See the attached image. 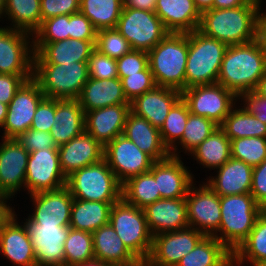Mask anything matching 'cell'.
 Segmentation results:
<instances>
[{
  "instance_id": "obj_24",
  "label": "cell",
  "mask_w": 266,
  "mask_h": 266,
  "mask_svg": "<svg viewBox=\"0 0 266 266\" xmlns=\"http://www.w3.org/2000/svg\"><path fill=\"white\" fill-rule=\"evenodd\" d=\"M61 171L67 178L73 172L103 159L104 147L89 133L82 134L58 147Z\"/></svg>"
},
{
  "instance_id": "obj_63",
  "label": "cell",
  "mask_w": 266,
  "mask_h": 266,
  "mask_svg": "<svg viewBox=\"0 0 266 266\" xmlns=\"http://www.w3.org/2000/svg\"><path fill=\"white\" fill-rule=\"evenodd\" d=\"M8 112V105L0 102V127L4 125L6 115Z\"/></svg>"
},
{
  "instance_id": "obj_66",
  "label": "cell",
  "mask_w": 266,
  "mask_h": 266,
  "mask_svg": "<svg viewBox=\"0 0 266 266\" xmlns=\"http://www.w3.org/2000/svg\"><path fill=\"white\" fill-rule=\"evenodd\" d=\"M6 0H0V19L4 17Z\"/></svg>"
},
{
  "instance_id": "obj_6",
  "label": "cell",
  "mask_w": 266,
  "mask_h": 266,
  "mask_svg": "<svg viewBox=\"0 0 266 266\" xmlns=\"http://www.w3.org/2000/svg\"><path fill=\"white\" fill-rule=\"evenodd\" d=\"M122 183L107 162L85 166L66 178L65 187L74 199L118 202L122 199Z\"/></svg>"
},
{
  "instance_id": "obj_50",
  "label": "cell",
  "mask_w": 266,
  "mask_h": 266,
  "mask_svg": "<svg viewBox=\"0 0 266 266\" xmlns=\"http://www.w3.org/2000/svg\"><path fill=\"white\" fill-rule=\"evenodd\" d=\"M16 140L28 151L33 152L45 149H58L50 132L34 130L30 128L21 133Z\"/></svg>"
},
{
  "instance_id": "obj_61",
  "label": "cell",
  "mask_w": 266,
  "mask_h": 266,
  "mask_svg": "<svg viewBox=\"0 0 266 266\" xmlns=\"http://www.w3.org/2000/svg\"><path fill=\"white\" fill-rule=\"evenodd\" d=\"M194 3L200 13L213 9V0H194Z\"/></svg>"
},
{
  "instance_id": "obj_58",
  "label": "cell",
  "mask_w": 266,
  "mask_h": 266,
  "mask_svg": "<svg viewBox=\"0 0 266 266\" xmlns=\"http://www.w3.org/2000/svg\"><path fill=\"white\" fill-rule=\"evenodd\" d=\"M156 0H123V7L155 11Z\"/></svg>"
},
{
  "instance_id": "obj_57",
  "label": "cell",
  "mask_w": 266,
  "mask_h": 266,
  "mask_svg": "<svg viewBox=\"0 0 266 266\" xmlns=\"http://www.w3.org/2000/svg\"><path fill=\"white\" fill-rule=\"evenodd\" d=\"M260 7L257 16V29H256V40L259 45L266 51V12Z\"/></svg>"
},
{
  "instance_id": "obj_53",
  "label": "cell",
  "mask_w": 266,
  "mask_h": 266,
  "mask_svg": "<svg viewBox=\"0 0 266 266\" xmlns=\"http://www.w3.org/2000/svg\"><path fill=\"white\" fill-rule=\"evenodd\" d=\"M55 116V99L45 97L38 105L32 125L34 130L50 132L52 130Z\"/></svg>"
},
{
  "instance_id": "obj_48",
  "label": "cell",
  "mask_w": 266,
  "mask_h": 266,
  "mask_svg": "<svg viewBox=\"0 0 266 266\" xmlns=\"http://www.w3.org/2000/svg\"><path fill=\"white\" fill-rule=\"evenodd\" d=\"M89 77L95 79L118 78L116 59L106 56L96 49L88 60Z\"/></svg>"
},
{
  "instance_id": "obj_25",
  "label": "cell",
  "mask_w": 266,
  "mask_h": 266,
  "mask_svg": "<svg viewBox=\"0 0 266 266\" xmlns=\"http://www.w3.org/2000/svg\"><path fill=\"white\" fill-rule=\"evenodd\" d=\"M14 213L0 232V253L17 266H37L34 249L24 223Z\"/></svg>"
},
{
  "instance_id": "obj_16",
  "label": "cell",
  "mask_w": 266,
  "mask_h": 266,
  "mask_svg": "<svg viewBox=\"0 0 266 266\" xmlns=\"http://www.w3.org/2000/svg\"><path fill=\"white\" fill-rule=\"evenodd\" d=\"M24 223L32 243L37 266H65L64 243L69 226L43 225L29 217Z\"/></svg>"
},
{
  "instance_id": "obj_60",
  "label": "cell",
  "mask_w": 266,
  "mask_h": 266,
  "mask_svg": "<svg viewBox=\"0 0 266 266\" xmlns=\"http://www.w3.org/2000/svg\"><path fill=\"white\" fill-rule=\"evenodd\" d=\"M14 208H0V232L4 224L10 219L15 213Z\"/></svg>"
},
{
  "instance_id": "obj_36",
  "label": "cell",
  "mask_w": 266,
  "mask_h": 266,
  "mask_svg": "<svg viewBox=\"0 0 266 266\" xmlns=\"http://www.w3.org/2000/svg\"><path fill=\"white\" fill-rule=\"evenodd\" d=\"M187 155L193 157L203 168L216 171L231 158V140L218 127Z\"/></svg>"
},
{
  "instance_id": "obj_19",
  "label": "cell",
  "mask_w": 266,
  "mask_h": 266,
  "mask_svg": "<svg viewBox=\"0 0 266 266\" xmlns=\"http://www.w3.org/2000/svg\"><path fill=\"white\" fill-rule=\"evenodd\" d=\"M34 209L29 218L43 225L69 226L73 197L66 187L29 195Z\"/></svg>"
},
{
  "instance_id": "obj_2",
  "label": "cell",
  "mask_w": 266,
  "mask_h": 266,
  "mask_svg": "<svg viewBox=\"0 0 266 266\" xmlns=\"http://www.w3.org/2000/svg\"><path fill=\"white\" fill-rule=\"evenodd\" d=\"M262 0H250L246 5L210 9L201 13L198 31L227 45L245 44L256 40L257 16Z\"/></svg>"
},
{
  "instance_id": "obj_21",
  "label": "cell",
  "mask_w": 266,
  "mask_h": 266,
  "mask_svg": "<svg viewBox=\"0 0 266 266\" xmlns=\"http://www.w3.org/2000/svg\"><path fill=\"white\" fill-rule=\"evenodd\" d=\"M143 211L152 236L189 227L185 198H161Z\"/></svg>"
},
{
  "instance_id": "obj_12",
  "label": "cell",
  "mask_w": 266,
  "mask_h": 266,
  "mask_svg": "<svg viewBox=\"0 0 266 266\" xmlns=\"http://www.w3.org/2000/svg\"><path fill=\"white\" fill-rule=\"evenodd\" d=\"M33 66L32 35L0 26V74L33 75Z\"/></svg>"
},
{
  "instance_id": "obj_18",
  "label": "cell",
  "mask_w": 266,
  "mask_h": 266,
  "mask_svg": "<svg viewBox=\"0 0 266 266\" xmlns=\"http://www.w3.org/2000/svg\"><path fill=\"white\" fill-rule=\"evenodd\" d=\"M1 141L0 190L8 199H11L21 189L25 191L29 152L16 138H2Z\"/></svg>"
},
{
  "instance_id": "obj_65",
  "label": "cell",
  "mask_w": 266,
  "mask_h": 266,
  "mask_svg": "<svg viewBox=\"0 0 266 266\" xmlns=\"http://www.w3.org/2000/svg\"><path fill=\"white\" fill-rule=\"evenodd\" d=\"M8 200L9 199L0 190V208H14L11 207L10 203H8Z\"/></svg>"
},
{
  "instance_id": "obj_49",
  "label": "cell",
  "mask_w": 266,
  "mask_h": 266,
  "mask_svg": "<svg viewBox=\"0 0 266 266\" xmlns=\"http://www.w3.org/2000/svg\"><path fill=\"white\" fill-rule=\"evenodd\" d=\"M117 73L119 78L137 74L148 66V53L144 51L131 50L121 58L116 59Z\"/></svg>"
},
{
  "instance_id": "obj_14",
  "label": "cell",
  "mask_w": 266,
  "mask_h": 266,
  "mask_svg": "<svg viewBox=\"0 0 266 266\" xmlns=\"http://www.w3.org/2000/svg\"><path fill=\"white\" fill-rule=\"evenodd\" d=\"M66 177L61 171L58 149L29 152L25 191L34 194L65 187Z\"/></svg>"
},
{
  "instance_id": "obj_32",
  "label": "cell",
  "mask_w": 266,
  "mask_h": 266,
  "mask_svg": "<svg viewBox=\"0 0 266 266\" xmlns=\"http://www.w3.org/2000/svg\"><path fill=\"white\" fill-rule=\"evenodd\" d=\"M84 112L118 104H130L126 99L121 80L89 77L78 98Z\"/></svg>"
},
{
  "instance_id": "obj_9",
  "label": "cell",
  "mask_w": 266,
  "mask_h": 266,
  "mask_svg": "<svg viewBox=\"0 0 266 266\" xmlns=\"http://www.w3.org/2000/svg\"><path fill=\"white\" fill-rule=\"evenodd\" d=\"M116 29L132 50L149 52L169 32L154 11L123 7Z\"/></svg>"
},
{
  "instance_id": "obj_59",
  "label": "cell",
  "mask_w": 266,
  "mask_h": 266,
  "mask_svg": "<svg viewBox=\"0 0 266 266\" xmlns=\"http://www.w3.org/2000/svg\"><path fill=\"white\" fill-rule=\"evenodd\" d=\"M250 0H213V9H227L246 5Z\"/></svg>"
},
{
  "instance_id": "obj_10",
  "label": "cell",
  "mask_w": 266,
  "mask_h": 266,
  "mask_svg": "<svg viewBox=\"0 0 266 266\" xmlns=\"http://www.w3.org/2000/svg\"><path fill=\"white\" fill-rule=\"evenodd\" d=\"M189 112L220 126L239 98L221 84L198 85L181 92Z\"/></svg>"
},
{
  "instance_id": "obj_46",
  "label": "cell",
  "mask_w": 266,
  "mask_h": 266,
  "mask_svg": "<svg viewBox=\"0 0 266 266\" xmlns=\"http://www.w3.org/2000/svg\"><path fill=\"white\" fill-rule=\"evenodd\" d=\"M32 37L33 43H51L69 39V15H59L42 21Z\"/></svg>"
},
{
  "instance_id": "obj_8",
  "label": "cell",
  "mask_w": 266,
  "mask_h": 266,
  "mask_svg": "<svg viewBox=\"0 0 266 266\" xmlns=\"http://www.w3.org/2000/svg\"><path fill=\"white\" fill-rule=\"evenodd\" d=\"M109 224L126 247L144 263L150 255L153 236L143 209L128 204L122 198L112 205Z\"/></svg>"
},
{
  "instance_id": "obj_54",
  "label": "cell",
  "mask_w": 266,
  "mask_h": 266,
  "mask_svg": "<svg viewBox=\"0 0 266 266\" xmlns=\"http://www.w3.org/2000/svg\"><path fill=\"white\" fill-rule=\"evenodd\" d=\"M33 75L0 74V102L8 105L16 92Z\"/></svg>"
},
{
  "instance_id": "obj_15",
  "label": "cell",
  "mask_w": 266,
  "mask_h": 266,
  "mask_svg": "<svg viewBox=\"0 0 266 266\" xmlns=\"http://www.w3.org/2000/svg\"><path fill=\"white\" fill-rule=\"evenodd\" d=\"M45 97L33 78L26 81L8 104L6 119L0 128L3 131L1 138H17L29 130L36 109Z\"/></svg>"
},
{
  "instance_id": "obj_4",
  "label": "cell",
  "mask_w": 266,
  "mask_h": 266,
  "mask_svg": "<svg viewBox=\"0 0 266 266\" xmlns=\"http://www.w3.org/2000/svg\"><path fill=\"white\" fill-rule=\"evenodd\" d=\"M220 208V226L214 237L233 253L248 237L263 209L250 193L220 196Z\"/></svg>"
},
{
  "instance_id": "obj_20",
  "label": "cell",
  "mask_w": 266,
  "mask_h": 266,
  "mask_svg": "<svg viewBox=\"0 0 266 266\" xmlns=\"http://www.w3.org/2000/svg\"><path fill=\"white\" fill-rule=\"evenodd\" d=\"M181 159L170 155L164 160L155 161L150 169L161 198H185L190 186L196 182L191 170H188Z\"/></svg>"
},
{
  "instance_id": "obj_5",
  "label": "cell",
  "mask_w": 266,
  "mask_h": 266,
  "mask_svg": "<svg viewBox=\"0 0 266 266\" xmlns=\"http://www.w3.org/2000/svg\"><path fill=\"white\" fill-rule=\"evenodd\" d=\"M227 47V44L207 37L198 30L188 33L185 89L217 83Z\"/></svg>"
},
{
  "instance_id": "obj_62",
  "label": "cell",
  "mask_w": 266,
  "mask_h": 266,
  "mask_svg": "<svg viewBox=\"0 0 266 266\" xmlns=\"http://www.w3.org/2000/svg\"><path fill=\"white\" fill-rule=\"evenodd\" d=\"M260 96L266 98V71L265 74L260 79L256 89L254 90Z\"/></svg>"
},
{
  "instance_id": "obj_43",
  "label": "cell",
  "mask_w": 266,
  "mask_h": 266,
  "mask_svg": "<svg viewBox=\"0 0 266 266\" xmlns=\"http://www.w3.org/2000/svg\"><path fill=\"white\" fill-rule=\"evenodd\" d=\"M190 112L182 97L173 105L159 128L163 144L170 151L181 139Z\"/></svg>"
},
{
  "instance_id": "obj_7",
  "label": "cell",
  "mask_w": 266,
  "mask_h": 266,
  "mask_svg": "<svg viewBox=\"0 0 266 266\" xmlns=\"http://www.w3.org/2000/svg\"><path fill=\"white\" fill-rule=\"evenodd\" d=\"M33 79L47 98L78 99L89 79L88 62L34 64Z\"/></svg>"
},
{
  "instance_id": "obj_51",
  "label": "cell",
  "mask_w": 266,
  "mask_h": 266,
  "mask_svg": "<svg viewBox=\"0 0 266 266\" xmlns=\"http://www.w3.org/2000/svg\"><path fill=\"white\" fill-rule=\"evenodd\" d=\"M41 22L59 15L79 12L80 0H40Z\"/></svg>"
},
{
  "instance_id": "obj_35",
  "label": "cell",
  "mask_w": 266,
  "mask_h": 266,
  "mask_svg": "<svg viewBox=\"0 0 266 266\" xmlns=\"http://www.w3.org/2000/svg\"><path fill=\"white\" fill-rule=\"evenodd\" d=\"M244 262L251 266L266 263V210L258 216L248 237L233 252V266H242Z\"/></svg>"
},
{
  "instance_id": "obj_64",
  "label": "cell",
  "mask_w": 266,
  "mask_h": 266,
  "mask_svg": "<svg viewBox=\"0 0 266 266\" xmlns=\"http://www.w3.org/2000/svg\"><path fill=\"white\" fill-rule=\"evenodd\" d=\"M76 266H110L108 263H105L101 260L93 259L90 261H86L82 264L76 265Z\"/></svg>"
},
{
  "instance_id": "obj_22",
  "label": "cell",
  "mask_w": 266,
  "mask_h": 266,
  "mask_svg": "<svg viewBox=\"0 0 266 266\" xmlns=\"http://www.w3.org/2000/svg\"><path fill=\"white\" fill-rule=\"evenodd\" d=\"M96 40L65 39L51 43H33L34 64L88 62Z\"/></svg>"
},
{
  "instance_id": "obj_30",
  "label": "cell",
  "mask_w": 266,
  "mask_h": 266,
  "mask_svg": "<svg viewBox=\"0 0 266 266\" xmlns=\"http://www.w3.org/2000/svg\"><path fill=\"white\" fill-rule=\"evenodd\" d=\"M123 135L155 161L164 160L171 155L163 144L159 128L131 111L127 116Z\"/></svg>"
},
{
  "instance_id": "obj_13",
  "label": "cell",
  "mask_w": 266,
  "mask_h": 266,
  "mask_svg": "<svg viewBox=\"0 0 266 266\" xmlns=\"http://www.w3.org/2000/svg\"><path fill=\"white\" fill-rule=\"evenodd\" d=\"M192 184L185 197L189 227L204 236H214L221 221L220 196L206 182Z\"/></svg>"
},
{
  "instance_id": "obj_11",
  "label": "cell",
  "mask_w": 266,
  "mask_h": 266,
  "mask_svg": "<svg viewBox=\"0 0 266 266\" xmlns=\"http://www.w3.org/2000/svg\"><path fill=\"white\" fill-rule=\"evenodd\" d=\"M103 159L122 184L133 176L149 172L155 162L123 134L104 146Z\"/></svg>"
},
{
  "instance_id": "obj_23",
  "label": "cell",
  "mask_w": 266,
  "mask_h": 266,
  "mask_svg": "<svg viewBox=\"0 0 266 266\" xmlns=\"http://www.w3.org/2000/svg\"><path fill=\"white\" fill-rule=\"evenodd\" d=\"M130 104H118L85 112V131L103 147L122 135Z\"/></svg>"
},
{
  "instance_id": "obj_40",
  "label": "cell",
  "mask_w": 266,
  "mask_h": 266,
  "mask_svg": "<svg viewBox=\"0 0 266 266\" xmlns=\"http://www.w3.org/2000/svg\"><path fill=\"white\" fill-rule=\"evenodd\" d=\"M122 198L128 204L143 209L161 199V196L154 176L147 172L133 176L123 183Z\"/></svg>"
},
{
  "instance_id": "obj_55",
  "label": "cell",
  "mask_w": 266,
  "mask_h": 266,
  "mask_svg": "<svg viewBox=\"0 0 266 266\" xmlns=\"http://www.w3.org/2000/svg\"><path fill=\"white\" fill-rule=\"evenodd\" d=\"M250 194L254 197L255 202L263 210H266V159L258 166L253 167Z\"/></svg>"
},
{
  "instance_id": "obj_37",
  "label": "cell",
  "mask_w": 266,
  "mask_h": 266,
  "mask_svg": "<svg viewBox=\"0 0 266 266\" xmlns=\"http://www.w3.org/2000/svg\"><path fill=\"white\" fill-rule=\"evenodd\" d=\"M230 110L229 115L219 126L230 139L244 137H266V124L251 114L244 106ZM241 107V108H240Z\"/></svg>"
},
{
  "instance_id": "obj_47",
  "label": "cell",
  "mask_w": 266,
  "mask_h": 266,
  "mask_svg": "<svg viewBox=\"0 0 266 266\" xmlns=\"http://www.w3.org/2000/svg\"><path fill=\"white\" fill-rule=\"evenodd\" d=\"M119 79L122 83L124 95L129 103L156 86L149 65L137 74L128 75Z\"/></svg>"
},
{
  "instance_id": "obj_45",
  "label": "cell",
  "mask_w": 266,
  "mask_h": 266,
  "mask_svg": "<svg viewBox=\"0 0 266 266\" xmlns=\"http://www.w3.org/2000/svg\"><path fill=\"white\" fill-rule=\"evenodd\" d=\"M95 49L113 59L121 58L132 50L129 42L116 28L97 31Z\"/></svg>"
},
{
  "instance_id": "obj_31",
  "label": "cell",
  "mask_w": 266,
  "mask_h": 266,
  "mask_svg": "<svg viewBox=\"0 0 266 266\" xmlns=\"http://www.w3.org/2000/svg\"><path fill=\"white\" fill-rule=\"evenodd\" d=\"M55 123L50 134L57 146L68 143L85 131V112L78 99H55Z\"/></svg>"
},
{
  "instance_id": "obj_38",
  "label": "cell",
  "mask_w": 266,
  "mask_h": 266,
  "mask_svg": "<svg viewBox=\"0 0 266 266\" xmlns=\"http://www.w3.org/2000/svg\"><path fill=\"white\" fill-rule=\"evenodd\" d=\"M4 17L7 27L33 35L41 25L40 0H6Z\"/></svg>"
},
{
  "instance_id": "obj_41",
  "label": "cell",
  "mask_w": 266,
  "mask_h": 266,
  "mask_svg": "<svg viewBox=\"0 0 266 266\" xmlns=\"http://www.w3.org/2000/svg\"><path fill=\"white\" fill-rule=\"evenodd\" d=\"M219 126L213 121L190 113L188 116L187 124L184 128L182 139L171 150L170 154L175 157H181V151L185 154H189L194 148L200 145L207 137H209L213 131ZM182 147V148H181Z\"/></svg>"
},
{
  "instance_id": "obj_1",
  "label": "cell",
  "mask_w": 266,
  "mask_h": 266,
  "mask_svg": "<svg viewBox=\"0 0 266 266\" xmlns=\"http://www.w3.org/2000/svg\"><path fill=\"white\" fill-rule=\"evenodd\" d=\"M266 71V51L257 40L228 45L217 83L231 90L238 98L256 89Z\"/></svg>"
},
{
  "instance_id": "obj_28",
  "label": "cell",
  "mask_w": 266,
  "mask_h": 266,
  "mask_svg": "<svg viewBox=\"0 0 266 266\" xmlns=\"http://www.w3.org/2000/svg\"><path fill=\"white\" fill-rule=\"evenodd\" d=\"M154 12L169 33H190L198 30L201 13L194 0H156Z\"/></svg>"
},
{
  "instance_id": "obj_56",
  "label": "cell",
  "mask_w": 266,
  "mask_h": 266,
  "mask_svg": "<svg viewBox=\"0 0 266 266\" xmlns=\"http://www.w3.org/2000/svg\"><path fill=\"white\" fill-rule=\"evenodd\" d=\"M240 105L244 106L251 114H254L261 122L266 124V98L255 91L247 92L239 97Z\"/></svg>"
},
{
  "instance_id": "obj_33",
  "label": "cell",
  "mask_w": 266,
  "mask_h": 266,
  "mask_svg": "<svg viewBox=\"0 0 266 266\" xmlns=\"http://www.w3.org/2000/svg\"><path fill=\"white\" fill-rule=\"evenodd\" d=\"M176 266H233V253L214 236H204Z\"/></svg>"
},
{
  "instance_id": "obj_42",
  "label": "cell",
  "mask_w": 266,
  "mask_h": 266,
  "mask_svg": "<svg viewBox=\"0 0 266 266\" xmlns=\"http://www.w3.org/2000/svg\"><path fill=\"white\" fill-rule=\"evenodd\" d=\"M65 266H76L95 258L91 232L69 227L64 243Z\"/></svg>"
},
{
  "instance_id": "obj_52",
  "label": "cell",
  "mask_w": 266,
  "mask_h": 266,
  "mask_svg": "<svg viewBox=\"0 0 266 266\" xmlns=\"http://www.w3.org/2000/svg\"><path fill=\"white\" fill-rule=\"evenodd\" d=\"M97 30L80 11L69 15V39L96 40Z\"/></svg>"
},
{
  "instance_id": "obj_26",
  "label": "cell",
  "mask_w": 266,
  "mask_h": 266,
  "mask_svg": "<svg viewBox=\"0 0 266 266\" xmlns=\"http://www.w3.org/2000/svg\"><path fill=\"white\" fill-rule=\"evenodd\" d=\"M180 98L179 90L155 86L130 102V111L160 128L170 109Z\"/></svg>"
},
{
  "instance_id": "obj_17",
  "label": "cell",
  "mask_w": 266,
  "mask_h": 266,
  "mask_svg": "<svg viewBox=\"0 0 266 266\" xmlns=\"http://www.w3.org/2000/svg\"><path fill=\"white\" fill-rule=\"evenodd\" d=\"M204 237L195 228H185L153 236L152 249L143 266H176Z\"/></svg>"
},
{
  "instance_id": "obj_27",
  "label": "cell",
  "mask_w": 266,
  "mask_h": 266,
  "mask_svg": "<svg viewBox=\"0 0 266 266\" xmlns=\"http://www.w3.org/2000/svg\"><path fill=\"white\" fill-rule=\"evenodd\" d=\"M216 170L217 175L207 177L206 183L219 196L250 193L253 167L231 157Z\"/></svg>"
},
{
  "instance_id": "obj_29",
  "label": "cell",
  "mask_w": 266,
  "mask_h": 266,
  "mask_svg": "<svg viewBox=\"0 0 266 266\" xmlns=\"http://www.w3.org/2000/svg\"><path fill=\"white\" fill-rule=\"evenodd\" d=\"M95 259L110 266H143V263L126 247L114 228L107 224L93 233Z\"/></svg>"
},
{
  "instance_id": "obj_44",
  "label": "cell",
  "mask_w": 266,
  "mask_h": 266,
  "mask_svg": "<svg viewBox=\"0 0 266 266\" xmlns=\"http://www.w3.org/2000/svg\"><path fill=\"white\" fill-rule=\"evenodd\" d=\"M231 157L251 167L266 159V137H244L231 140Z\"/></svg>"
},
{
  "instance_id": "obj_34",
  "label": "cell",
  "mask_w": 266,
  "mask_h": 266,
  "mask_svg": "<svg viewBox=\"0 0 266 266\" xmlns=\"http://www.w3.org/2000/svg\"><path fill=\"white\" fill-rule=\"evenodd\" d=\"M116 202L73 199L70 228L93 233L109 224L110 210Z\"/></svg>"
},
{
  "instance_id": "obj_3",
  "label": "cell",
  "mask_w": 266,
  "mask_h": 266,
  "mask_svg": "<svg viewBox=\"0 0 266 266\" xmlns=\"http://www.w3.org/2000/svg\"><path fill=\"white\" fill-rule=\"evenodd\" d=\"M188 33H168L148 52V65L156 86L185 90Z\"/></svg>"
},
{
  "instance_id": "obj_39",
  "label": "cell",
  "mask_w": 266,
  "mask_h": 266,
  "mask_svg": "<svg viewBox=\"0 0 266 266\" xmlns=\"http://www.w3.org/2000/svg\"><path fill=\"white\" fill-rule=\"evenodd\" d=\"M123 8V0H80V12L97 31L116 28Z\"/></svg>"
}]
</instances>
